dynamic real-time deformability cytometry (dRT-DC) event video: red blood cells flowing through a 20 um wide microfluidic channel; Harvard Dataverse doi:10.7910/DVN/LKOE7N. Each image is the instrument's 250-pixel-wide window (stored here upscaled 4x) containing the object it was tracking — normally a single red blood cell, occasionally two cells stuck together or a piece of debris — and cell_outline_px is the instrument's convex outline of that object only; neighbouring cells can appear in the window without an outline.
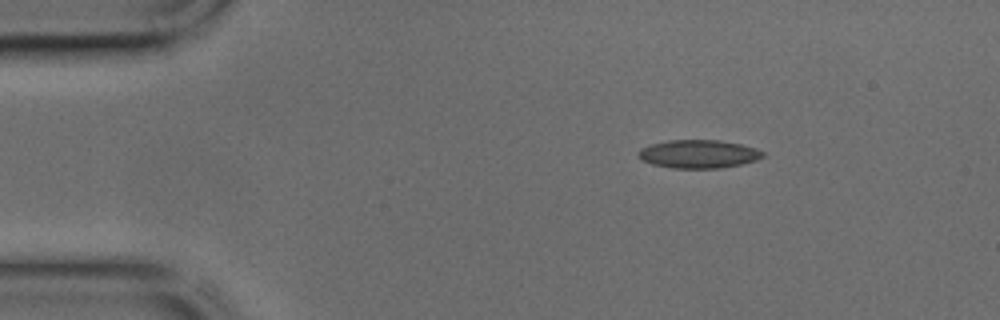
{"species": "common noctule bat (a hibernating species)", "species_latin": "Nyctalus noctula", "temperature_condition": "cold", "stored_images_in_passage": 38, "camera_frame_rate_fps": 3000, "um_per_image_px": 0.085, "animal": {"sex": "male", "body_mass_g": 17.9, "forearm_length_mm": 54.2}, "frame": {"image": 1, "passage_image": 1, "time_ms": 0.0, "image_size_px": [1000, 320], "cell_outline_px": [[764, 156], [756, 160], [740, 164], [720, 168], [672, 168], [652, 164], [640, 160], [636, 156], [636, 152], [640, 148], [652, 144], [668, 140], [720, 140], [740, 144], [756, 148], [764, 152]], "centroid_in_image_um": [59.33, 13.09], "position_along_channel_um": 25.7, "area_um2": 20.63}}
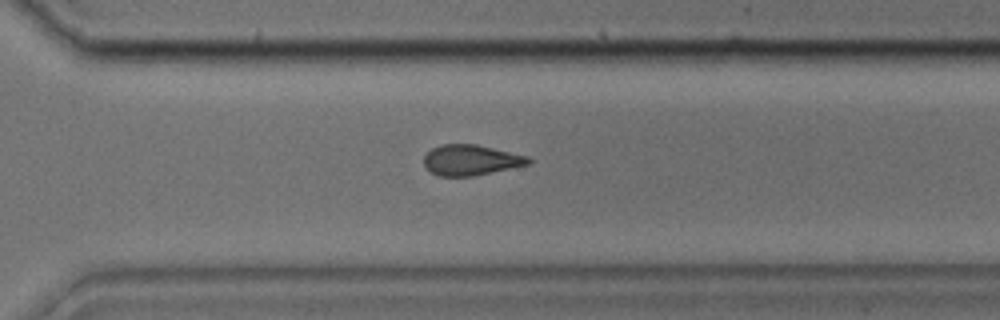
{"frame": {"image": 2, "passage_image": 25, "time_ms": 8.0, "image_size_px": [1000, 320], "cell_outline_px": [[532, 164], [472, 176], [440, 176], [428, 172], [424, 168], [424, 156], [432, 148], [440, 144], [476, 144], [528, 156], [532, 160]], "centroid_in_image_um": [40.01, 13.61], "position_along_channel_um": 330.6, "area_um2": 18.79}}
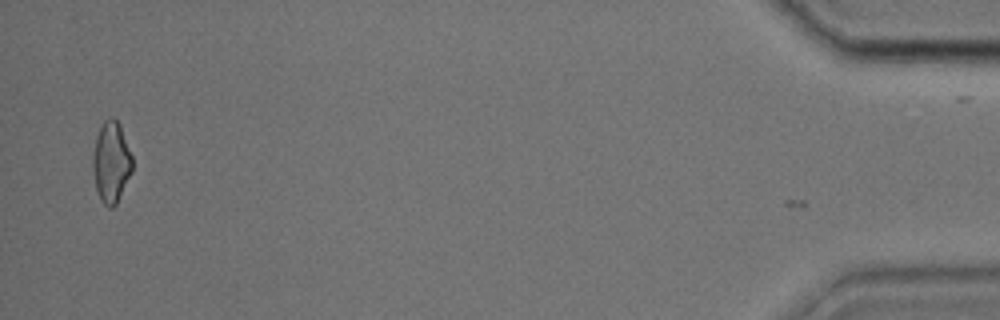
{"frame": {"image": 3, "passage_image": 37, "time_ms": 12.0, "image_size_px": [1000, 320], "cell_outline_px": [[132, 172], [116, 204], [112, 208], [108, 208], [100, 200], [96, 188], [92, 168], [92, 156], [96, 136], [104, 120], [112, 116], [120, 124], [132, 156]], "centroid_in_image_um": [9.44, 13.78], "position_along_channel_um": 425.8, "area_um2": 18.73}}